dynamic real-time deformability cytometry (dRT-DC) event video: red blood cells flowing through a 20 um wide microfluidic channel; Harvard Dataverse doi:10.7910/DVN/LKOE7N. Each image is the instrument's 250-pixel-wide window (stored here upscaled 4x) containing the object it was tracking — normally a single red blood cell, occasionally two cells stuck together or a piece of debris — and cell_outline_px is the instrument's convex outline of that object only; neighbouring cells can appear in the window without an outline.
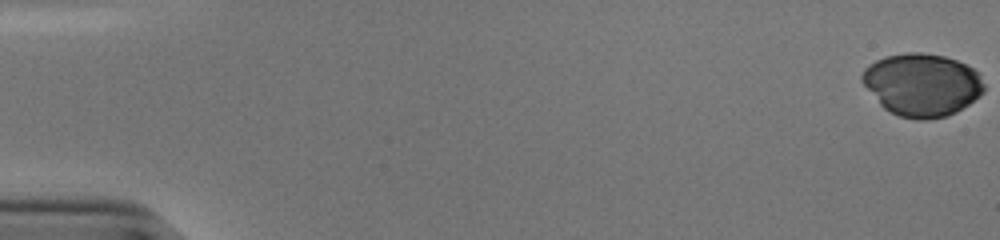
{"species": "human", "species_latin": "Homo sapiens", "temperature_condition": "cold", "stored_images_in_passage": 45, "camera_frame_rate_fps": 3000, "um_per_image_px": 0.085, "donor": {"sex": "male"}, "frame": {"image": 1, "passage_image": 1, "time_ms": 0.0, "image_size_px": [1000, 240], "cell_outline_px": [[984, 92], [968, 104], [956, 112], [948, 116], [924, 120], [900, 116], [884, 108], [880, 104], [860, 80], [860, 76], [864, 68], [868, 64], [884, 56], [908, 52], [920, 52], [944, 56], [956, 60], [972, 68], [976, 72], [984, 84]], "centroid_in_image_um": [78.34, 7.19], "position_along_channel_um": 6.7, "area_um2": 44.39}}
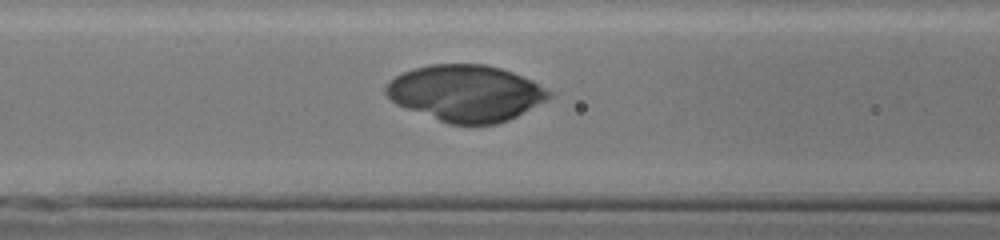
{"frame": {"image": 2, "passage_image": 24, "time_ms": 7.667, "image_size_px": [1000, 240], "cell_outline_px": [[552, 96], [516, 116], [508, 120], [496, 124], [448, 124], [396, 104], [384, 92], [384, 88], [388, 80], [404, 72], [416, 68], [432, 64], [484, 64], [500, 68], [512, 72], [532, 80], [552, 92]], "centroid_in_image_um": [39.57, 7.91], "position_along_channel_um": 127.0, "area_um2": 53.23}}
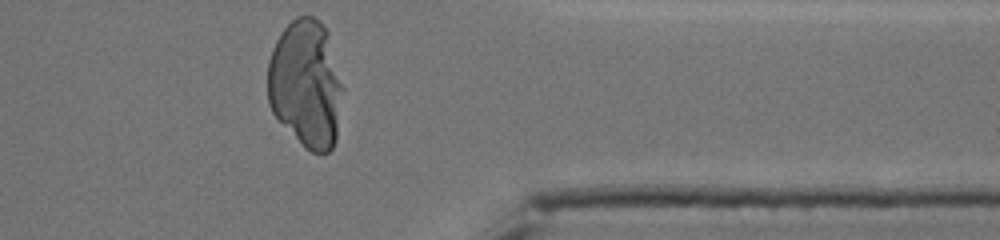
{"frame": {"image": 3, "passage_image": 45, "time_ms": 14.667, "image_size_px": [1000, 240], "cell_outline_px": [[344, 88], [336, 140], [332, 148], [328, 152], [312, 152], [304, 148], [272, 112], [268, 104], [268, 60], [272, 48], [280, 32], [296, 16], [312, 16], [320, 20], [328, 32]], "centroid_in_image_um": [26.01, 7.12], "position_along_channel_um": 385.4, "area_um2": 56.53}}